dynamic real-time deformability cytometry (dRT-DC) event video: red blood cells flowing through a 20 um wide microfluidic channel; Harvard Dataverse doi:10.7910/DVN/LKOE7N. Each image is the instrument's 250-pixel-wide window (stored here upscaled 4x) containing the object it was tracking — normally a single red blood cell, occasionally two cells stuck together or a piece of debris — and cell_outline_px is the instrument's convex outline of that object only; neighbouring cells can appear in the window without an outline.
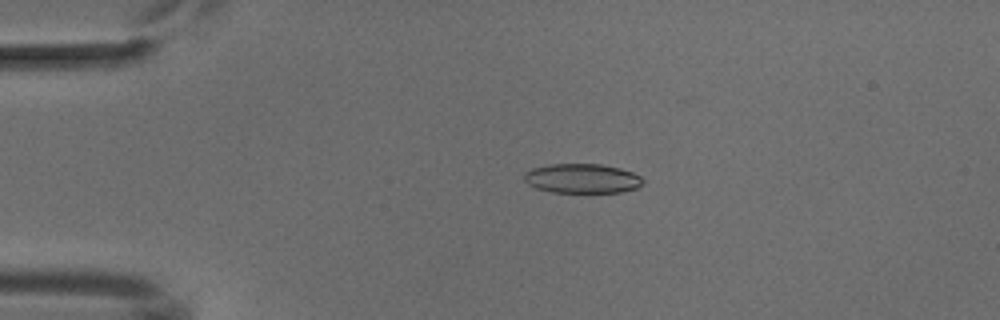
{"species": "common noctule bat (a hibernating species)", "species_latin": "Nyctalus noctula", "temperature_condition": "cold", "stored_images_in_passage": 4, "camera_frame_rate_fps": 3000, "um_per_image_px": 0.085, "animal": {"sex": "male", "body_mass_g": 18.8}, "frame": {"image": 1, "passage_image": 3, "time_ms": 2.0, "image_size_px": [1000, 320], "cell_outline_px": [[644, 184], [636, 188], [620, 192], [552, 192], [536, 188], [528, 184], [524, 180], [524, 172], [532, 168], [548, 164], [600, 164], [620, 168], [632, 172], [640, 176], [644, 180]], "centroid_in_image_um": [49.48, 15.16], "position_along_channel_um": 35.5, "area_um2": 20.46}}